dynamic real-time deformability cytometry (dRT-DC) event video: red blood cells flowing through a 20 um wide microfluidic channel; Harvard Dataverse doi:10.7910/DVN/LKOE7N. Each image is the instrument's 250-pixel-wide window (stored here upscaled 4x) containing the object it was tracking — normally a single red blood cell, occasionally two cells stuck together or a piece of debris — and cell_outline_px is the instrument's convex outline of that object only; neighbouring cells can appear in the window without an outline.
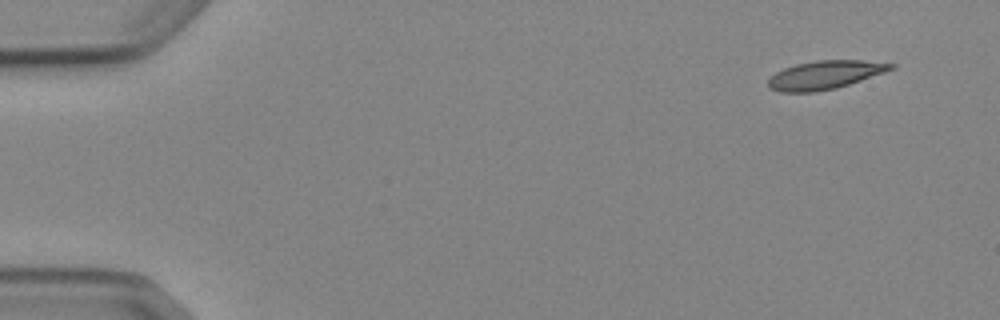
{"species": "Egyptian fruit bat (a non-hibernating species)", "species_latin": "Rousettus aegyptiacus", "temperature_condition": "cold", "stored_images_in_passage": 5, "camera_frame_rate_fps": 3000, "um_per_image_px": 0.085, "animal": {"sex": "female"}, "frame": {"image": 1, "passage_image": 1, "time_ms": 0.0, "image_size_px": [1000, 320], "cell_outline_px": [[896, 68], [836, 88], [816, 92], [780, 92], [768, 88], [768, 80], [776, 72], [784, 68], [796, 64], [816, 60], [860, 60], [896, 64]], "centroid_in_image_um": [70.09, 6.37], "position_along_channel_um": 14.9, "area_um2": 20.23}}
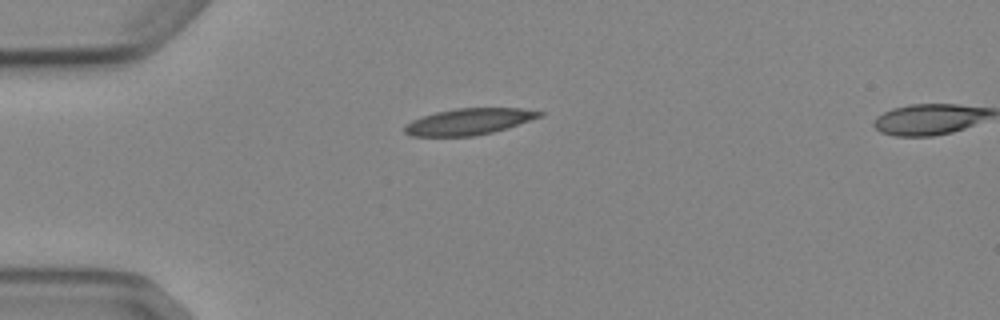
{"frame": {"image": 2, "passage_image": 4, "time_ms": 3.333, "image_size_px": [1000, 320], "cell_outline_px": [[544, 116], [508, 128], [492, 132], [472, 136], [412, 136], [404, 132], [404, 124], [412, 120], [436, 112], [456, 108], [520, 108], [544, 112]], "centroid_in_image_um": [39.88, 10.33], "position_along_channel_um": 45.1, "area_um2": 20.75}}